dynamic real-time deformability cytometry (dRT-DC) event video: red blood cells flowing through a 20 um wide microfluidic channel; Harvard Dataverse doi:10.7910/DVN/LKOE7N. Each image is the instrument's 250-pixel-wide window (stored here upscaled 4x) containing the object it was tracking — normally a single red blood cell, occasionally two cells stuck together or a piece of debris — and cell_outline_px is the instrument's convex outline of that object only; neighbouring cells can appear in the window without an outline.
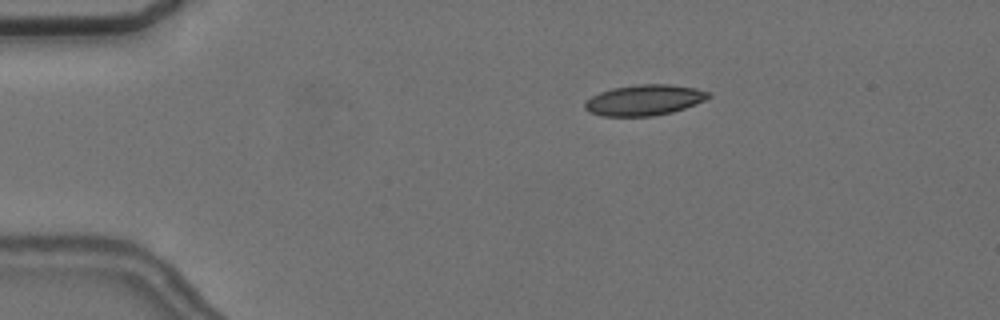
{"species": "common noctule bat (a hibernating species)", "species_latin": "Nyctalus noctula", "temperature_condition": "cold", "stored_images_in_passage": 11, "camera_frame_rate_fps": 3000, "um_per_image_px": 0.085, "animal": {"sex": "female", "body_mass_g": 24.6, "forearm_length_mm": 56.2}, "frame": {"image": 1, "passage_image": 4, "time_ms": 1.0, "image_size_px": [1000, 320], "cell_outline_px": [[712, 96], [704, 100], [684, 108], [672, 112], [652, 116], [600, 116], [588, 112], [584, 108], [584, 104], [592, 96], [600, 92], [612, 88], [640, 84], [668, 84], [696, 88], [712, 92]], "centroid_in_image_um": [54.77, 8.5], "position_along_channel_um": 30.2, "area_um2": 22.14}}